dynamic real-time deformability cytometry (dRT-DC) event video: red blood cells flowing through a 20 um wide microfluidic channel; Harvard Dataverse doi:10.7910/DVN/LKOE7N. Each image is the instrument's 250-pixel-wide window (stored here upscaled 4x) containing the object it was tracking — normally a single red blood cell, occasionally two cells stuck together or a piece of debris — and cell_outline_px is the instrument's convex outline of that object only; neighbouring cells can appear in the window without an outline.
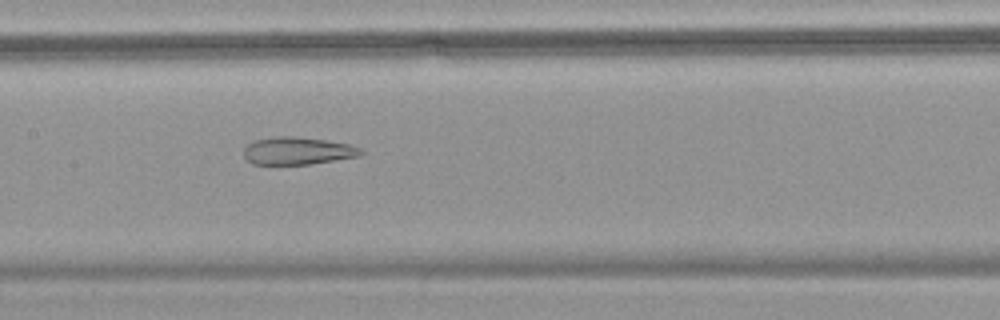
{"species": "common noctule bat (a hibernating species)", "species_latin": "Nyctalus noctula", "temperature_condition": "warm", "stored_images_in_passage": 40, "camera_frame_rate_fps": 3000, "um_per_image_px": 0.085, "animal": {"sex": "female", "body_mass_g": 18.4}, "frame": {"image": 1, "passage_image": 12, "time_ms": 3.667, "image_size_px": [1000, 320], "cell_outline_px": [[364, 152], [360, 156], [312, 164], [252, 164], [244, 156], [244, 148], [252, 140], [276, 136], [296, 136], [324, 140], [348, 144], [360, 148]], "centroid_in_image_um": [25.28, 12.82], "position_along_channel_um": 182.1, "area_um2": 18.84}}
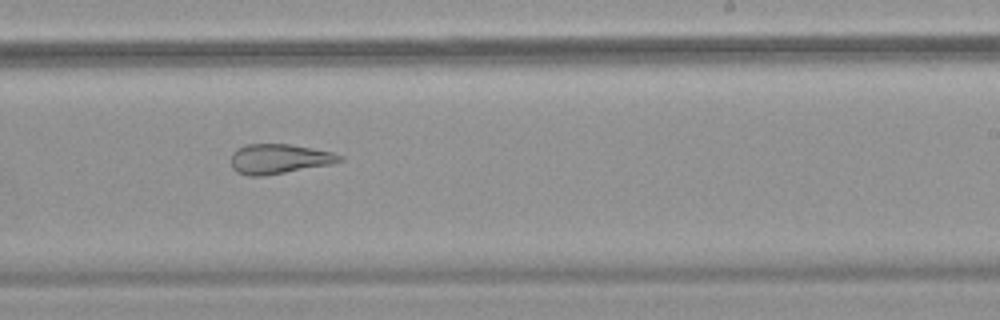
{"frame": {"image": 2, "passage_image": 19, "time_ms": 6.0, "image_size_px": [1000, 320], "cell_outline_px": [[344, 160], [328, 164], [264, 176], [248, 176], [236, 172], [232, 168], [232, 152], [236, 148], [244, 144], [288, 144], [312, 148], [332, 152], [344, 156]], "centroid_in_image_um": [23.68, 13.5], "position_along_channel_um": 265.3, "area_um2": 18.79}}
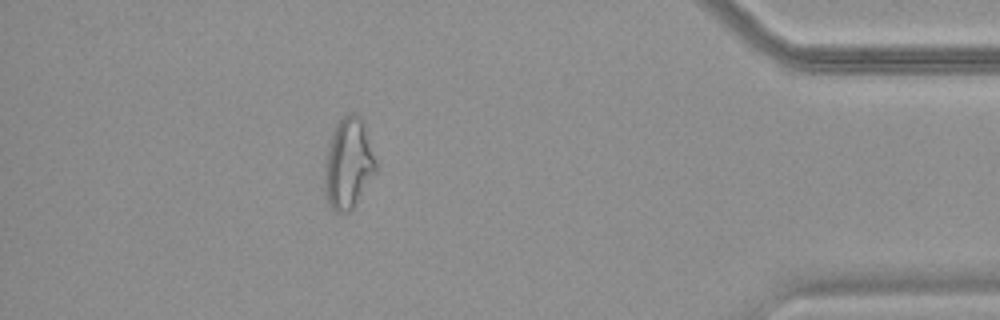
{"frame": {"image": 3, "passage_image": 34, "time_ms": 11.0, "image_size_px": [1000, 320], "cell_outline_px": [[376, 172], [352, 208], [348, 212], [336, 212], [328, 204], [324, 192], [324, 172], [328, 148], [336, 124], [348, 112], [356, 112], [364, 120], [376, 160]], "centroid_in_image_um": [29.62, 13.87], "position_along_channel_um": 405.6, "area_um2": 27.11}, "authors_computed_cell_mechanics": {"area_um2": 21.4438, "velocity_mm_per_s": 3.5905, "shape_relaxation_time_tau1_ms": null, "shape_relaxation_time_tau2_ms": 2.3822, "deformation_change_tau1": null, "deformation_change_tau2": 0.1178}}